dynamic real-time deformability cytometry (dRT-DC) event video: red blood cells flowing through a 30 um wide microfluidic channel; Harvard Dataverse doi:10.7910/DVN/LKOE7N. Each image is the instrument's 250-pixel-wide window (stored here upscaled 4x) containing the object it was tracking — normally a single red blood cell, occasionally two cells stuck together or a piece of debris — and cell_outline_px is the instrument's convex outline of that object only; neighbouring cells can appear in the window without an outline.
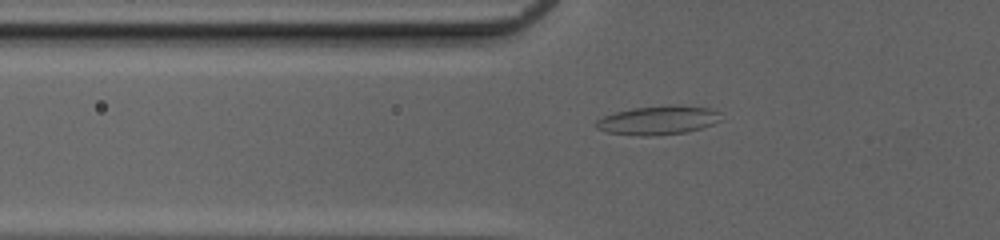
{"species": "common noctule bat (a hibernating species)", "species_latin": "Nyctalus noctula", "temperature_condition": "cold", "stored_images_in_passage": 40, "camera_frame_rate_fps": 3000, "um_per_image_px": 0.085, "animal": {"sex": "female", "body_mass_g": 20.0, "forearm_length_mm": 54.0}, "frame": {"image": 1, "passage_image": 8, "time_ms": 2.333, "image_size_px": [1000, 240], "cell_outline_px": [[724, 120], [700, 128], [684, 132], [648, 136], [640, 136], [608, 132], [596, 128], [596, 120], [604, 116], [616, 112], [632, 108], [668, 104], [708, 108], [720, 112]], "centroid_in_image_um": [55.96, 10.21], "position_along_channel_um": 69.8, "area_um2": 20.98}}
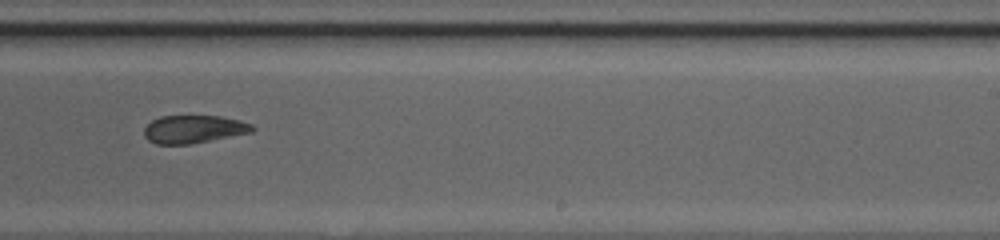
{"frame": {"image": 2, "passage_image": 23, "time_ms": 7.333, "image_size_px": [1000, 240], "cell_outline_px": [[256, 128], [252, 132], [192, 144], [156, 144], [148, 140], [144, 136], [144, 128], [152, 120], [160, 116], [220, 116], [240, 120], [252, 124]], "centroid_in_image_um": [16.47, 10.98], "position_along_channel_um": 272.5, "area_um2": 17.69}}
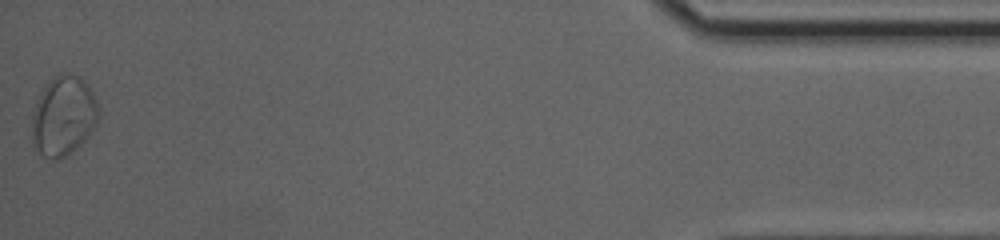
{"frame": {"image": 3, "passage_image": 40, "time_ms": 13.0, "image_size_px": [1000, 240], "cell_outline_px": [[100, 116], [96, 124], [88, 136], [84, 140], [64, 156], [56, 160], [52, 160], [44, 156], [32, 148], [32, 112], [48, 80], [60, 72], [68, 72], [80, 76], [88, 84], [100, 108]], "centroid_in_image_um": [5.39, 9.83], "position_along_channel_um": 429.8, "area_um2": 31.21}, "authors_computed_cell_mechanics": {"area_um2": 20.0277, "velocity_mm_per_s": 4.1216, "shape_relaxation_time_tau1_ms": null, "shape_relaxation_time_tau2_ms": 2.1115, "deformation_change_tau1": null, "deformation_change_tau2": 0.0823}}